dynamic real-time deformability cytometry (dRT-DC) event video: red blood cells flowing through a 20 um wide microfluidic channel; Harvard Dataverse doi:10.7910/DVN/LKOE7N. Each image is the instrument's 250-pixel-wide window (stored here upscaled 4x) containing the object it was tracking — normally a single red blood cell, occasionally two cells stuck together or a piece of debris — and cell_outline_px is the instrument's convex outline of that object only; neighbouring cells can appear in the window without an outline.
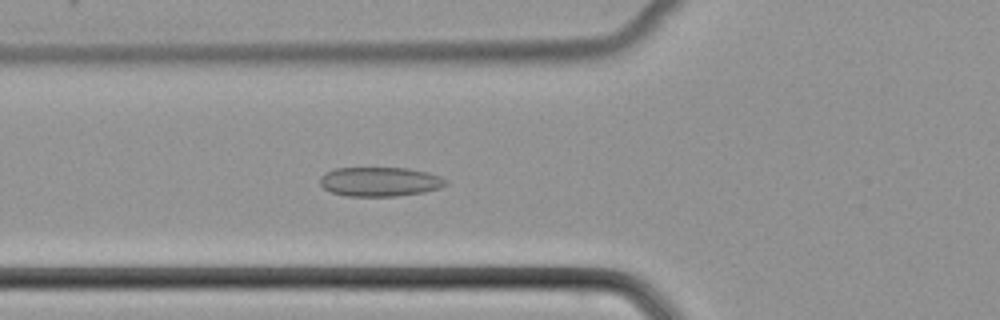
{"species": "common noctule bat (a hibernating species)", "species_latin": "Nyctalus noctula", "temperature_condition": "cold", "stored_images_in_passage": 51, "camera_frame_rate_fps": 3000, "um_per_image_px": 0.085, "animal": {"sex": "female", "body_mass_g": 22.7, "forearm_length_mm": 54.2}, "frame": {"image": 1, "passage_image": 19, "time_ms": 6.0, "image_size_px": [1000, 320], "cell_outline_px": [[448, 184], [440, 188], [424, 192], [396, 196], [344, 196], [332, 192], [324, 188], [320, 184], [320, 176], [324, 172], [336, 168], [408, 168], [428, 172], [440, 176], [448, 180]], "centroid_in_image_um": [32.3, 15.44], "position_along_channel_um": 93.5, "area_um2": 21.68}}
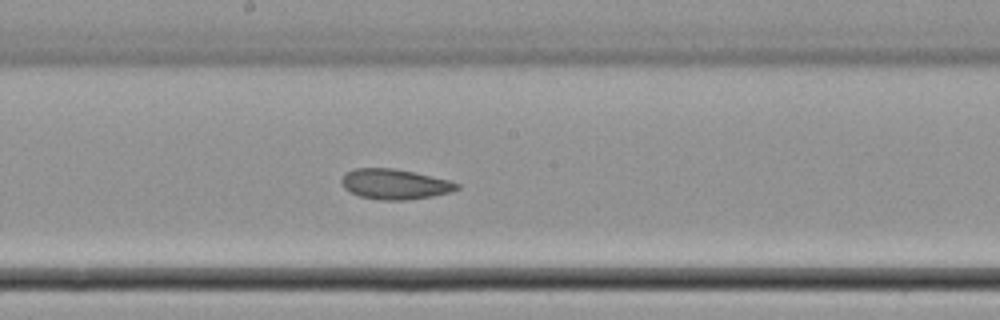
{"frame": {"image": 2, "passage_image": 28, "time_ms": 9.0, "image_size_px": [1000, 320], "cell_outline_px": [[460, 188], [452, 192], [432, 196], [404, 200], [380, 200], [360, 196], [344, 188], [340, 180], [344, 172], [352, 168], [396, 168], [448, 180], [460, 184]], "centroid_in_image_um": [33.53, 15.64], "position_along_channel_um": 214.7, "area_um2": 20.4}}
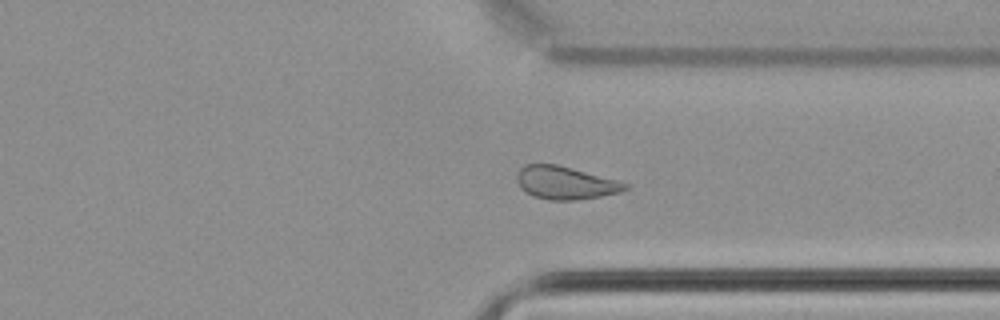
{"frame": {"image": 3, "passage_image": 39, "time_ms": 12.667, "image_size_px": [1000, 320], "cell_outline_px": [[628, 188], [620, 192], [600, 196], [576, 200], [548, 200], [532, 196], [524, 192], [520, 188], [516, 180], [516, 176], [520, 168], [524, 164], [556, 164], [572, 168], [616, 180], [628, 184]], "centroid_in_image_um": [47.99, 15.54], "position_along_channel_um": 363.4, "area_um2": 20.75}}